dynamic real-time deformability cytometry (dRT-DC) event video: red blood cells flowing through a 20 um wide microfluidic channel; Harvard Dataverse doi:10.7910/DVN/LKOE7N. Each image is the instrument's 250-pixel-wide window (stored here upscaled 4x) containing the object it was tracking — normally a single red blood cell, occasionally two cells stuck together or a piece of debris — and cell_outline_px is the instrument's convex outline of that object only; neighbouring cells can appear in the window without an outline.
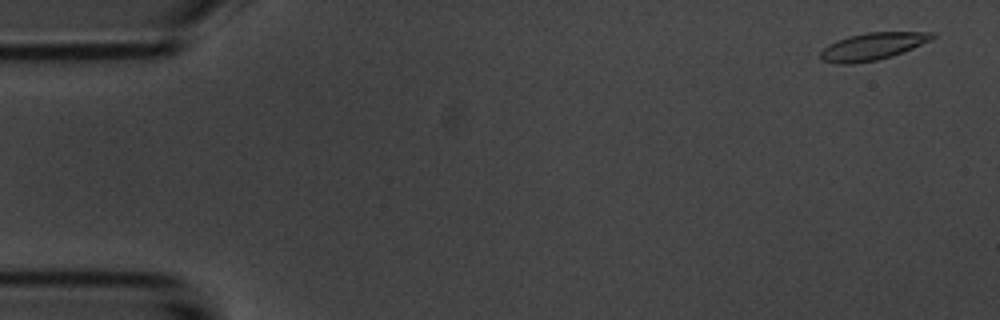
{"species": "common noctule bat (a hibernating species)", "species_latin": "Nyctalus noctula", "temperature_condition": "room temperature", "stored_images_in_passage": 6, "camera_frame_rate_fps": 3000, "um_per_image_px": 0.085, "animal": {"sex": "male", "body_mass_g": 20.1, "forearm_length_mm": 53.5}, "frame": {"image": 1, "passage_image": 1, "time_ms": 0.0, "image_size_px": [1000, 320], "cell_outline_px": [[936, 36], [932, 40], [892, 56], [876, 60], [852, 64], [840, 64], [820, 60], [820, 52], [828, 44], [836, 40], [848, 36], [868, 32], [936, 32]], "centroid_in_image_um": [74.16, 3.94], "position_along_channel_um": 10.8, "area_um2": 17.8}}
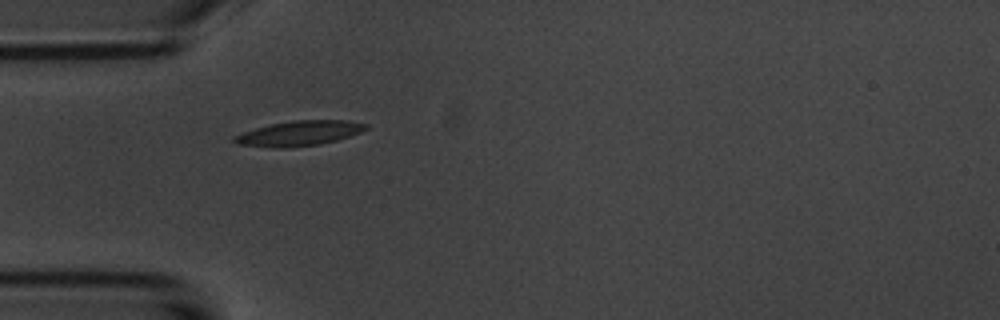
{"frame": {"image": 2, "passage_image": 5, "time_ms": 4.667, "image_size_px": [1000, 320], "cell_outline_px": [[368, 128], [360, 132], [336, 140], [320, 144], [284, 148], [272, 148], [236, 144], [232, 140], [232, 136], [256, 128], [272, 124], [292, 120], [348, 120], [368, 124]], "centroid_in_image_um": [25.4, 11.33], "position_along_channel_um": 59.6, "area_um2": 19.13}}
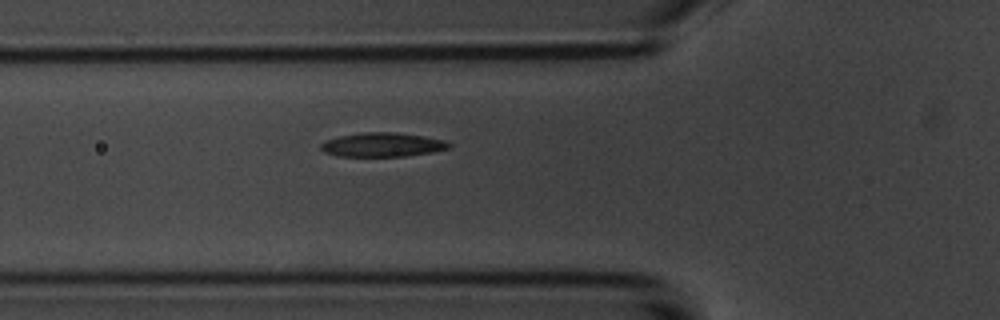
{"frame": {"image": 3, "passage_image": 6, "time_ms": 5.667, "image_size_px": [1000, 320], "cell_outline_px": [[452, 144], [448, 148], [432, 152], [404, 156], [340, 156], [324, 152], [320, 148], [320, 144], [324, 140], [340, 136], [360, 132], [396, 132], [424, 136], [444, 140]], "centroid_in_image_um": [32.48, 12.29], "position_along_channel_um": 93.3, "area_um2": 17.98}}